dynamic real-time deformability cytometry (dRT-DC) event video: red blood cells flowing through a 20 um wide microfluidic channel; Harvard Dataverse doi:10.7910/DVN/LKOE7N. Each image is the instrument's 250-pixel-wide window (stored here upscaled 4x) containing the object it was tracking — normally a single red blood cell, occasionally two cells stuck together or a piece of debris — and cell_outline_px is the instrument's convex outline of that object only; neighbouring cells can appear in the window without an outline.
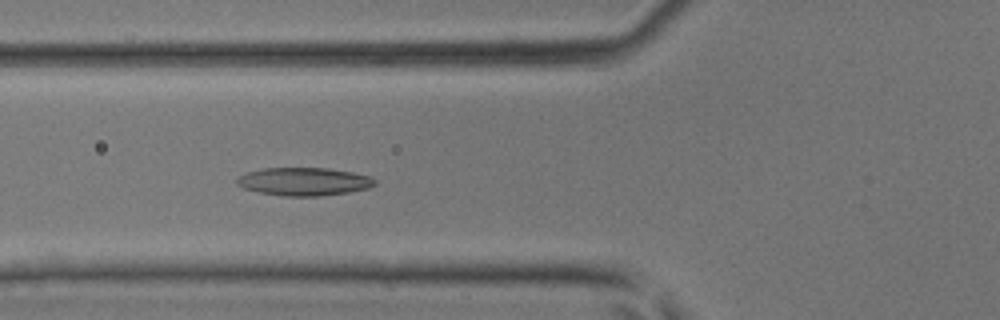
{"species": "common noctule bat (a hibernating species)", "species_latin": "Nyctalus noctula", "temperature_condition": "room temperature", "stored_images_in_passage": 44, "camera_frame_rate_fps": 3000, "um_per_image_px": 0.085, "animal": {"sex": "male", "body_mass_g": 17.9, "forearm_length_mm": 54.2}, "frame": {"image": 1, "passage_image": 16, "time_ms": 5.0, "image_size_px": [1000, 320], "cell_outline_px": [[376, 184], [368, 188], [348, 192], [320, 196], [284, 196], [260, 192], [244, 188], [236, 184], [236, 180], [244, 172], [264, 168], [328, 168], [352, 172], [372, 176], [376, 180]], "centroid_in_image_um": [25.85, 15.42], "position_along_channel_um": 100.0, "area_um2": 22.6}}
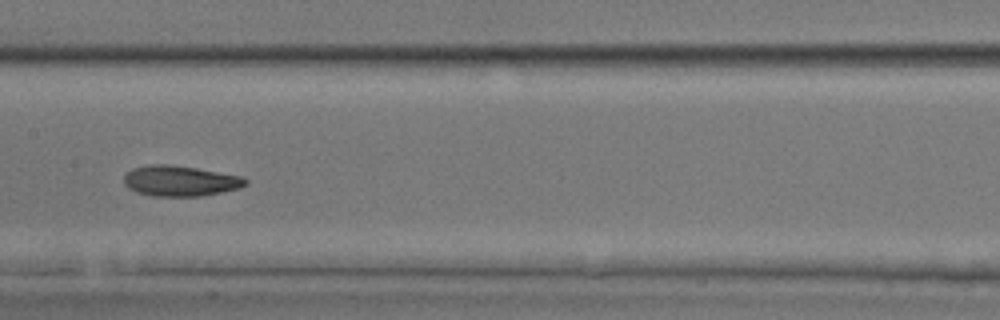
{"frame": {"image": 2, "passage_image": 22, "time_ms": 7.0, "image_size_px": [1000, 320], "cell_outline_px": [[248, 184], [240, 188], [200, 196], [152, 196], [136, 192], [128, 188], [124, 184], [124, 176], [132, 168], [148, 164], [168, 164], [196, 168], [240, 176], [248, 180]], "centroid_in_image_um": [15.28, 15.37], "position_along_channel_um": 192.1, "area_um2": 21.62}}
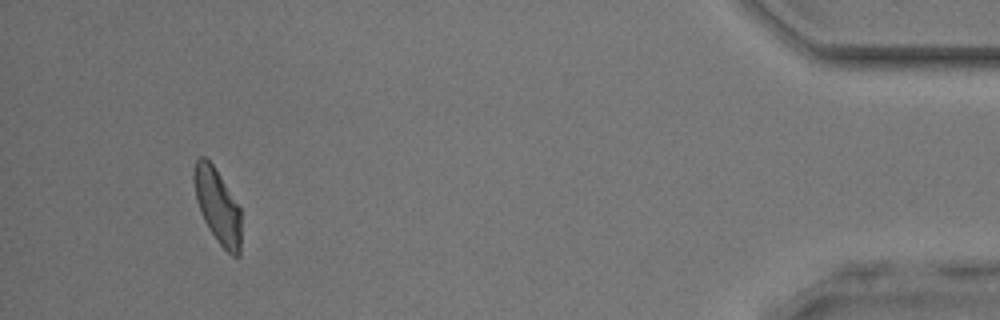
{"frame": {"image": 3, "passage_image": 41, "time_ms": 13.333, "image_size_px": [1000, 320], "cell_outline_px": [[240, 256], [232, 256], [216, 240], [208, 228], [200, 212], [196, 200], [192, 180], [192, 176], [196, 160], [200, 156], [204, 156], [212, 164], [240, 208]], "centroid_in_image_um": [18.46, 17.51], "position_along_channel_um": 416.7, "area_um2": 20.35}}